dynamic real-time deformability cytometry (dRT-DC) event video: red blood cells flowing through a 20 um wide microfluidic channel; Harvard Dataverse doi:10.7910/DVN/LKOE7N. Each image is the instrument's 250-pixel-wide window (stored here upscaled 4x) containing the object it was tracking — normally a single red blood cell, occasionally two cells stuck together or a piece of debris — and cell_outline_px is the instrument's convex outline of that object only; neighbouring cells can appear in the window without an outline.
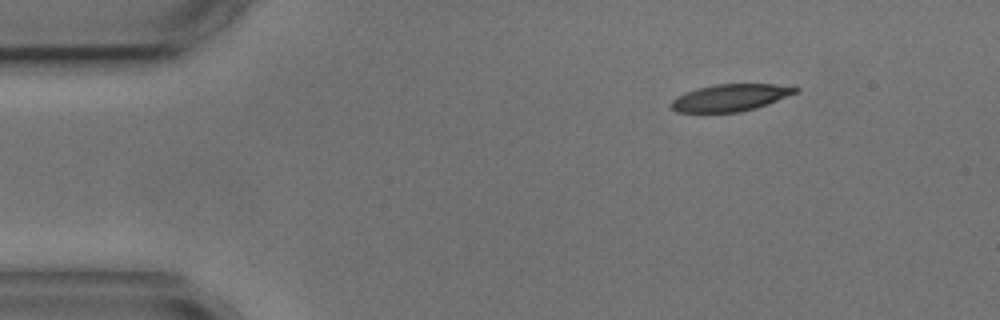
{"species": "common noctule bat (a hibernating species)", "species_latin": "Nyctalus noctula", "temperature_condition": "cold", "stored_images_in_passage": 2, "camera_frame_rate_fps": 3000, "um_per_image_px": 0.085, "animal": {"sex": "male", "body_mass_g": 17.9, "forearm_length_mm": 54.2}, "frame": {"image": 1, "passage_image": 1, "time_ms": 0.0, "image_size_px": [1000, 320], "cell_outline_px": [[800, 88], [796, 92], [768, 104], [756, 108], [740, 112], [676, 112], [668, 104], [676, 96], [700, 88], [716, 84], [776, 84]], "centroid_in_image_um": [62.06, 8.31], "position_along_channel_um": 22.9, "area_um2": 19.36}}